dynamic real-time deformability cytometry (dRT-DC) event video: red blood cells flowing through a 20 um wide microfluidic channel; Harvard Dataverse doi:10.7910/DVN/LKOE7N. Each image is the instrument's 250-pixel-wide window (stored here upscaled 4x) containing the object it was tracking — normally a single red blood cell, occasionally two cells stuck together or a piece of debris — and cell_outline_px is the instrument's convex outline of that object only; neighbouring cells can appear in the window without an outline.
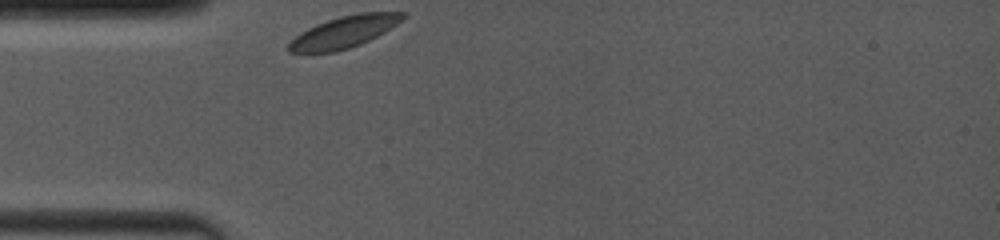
{"species": "common noctule bat (a hibernating species)", "species_latin": "Nyctalus noctula", "temperature_condition": "room temperature", "stored_images_in_passage": 38, "camera_frame_rate_fps": 4000, "um_per_image_px": 0.085, "animal": {"sex": "female", "body_mass_g": 19.0, "forearm_length_mm": 53.3}, "frame": {"image": 1, "passage_image": 1, "time_ms": 0.0, "image_size_px": [1000, 240], "cell_outline_px": [[408, 16], [384, 32], [360, 44], [336, 52], [288, 52], [288, 44], [300, 32], [316, 24], [340, 16], [360, 12], [408, 12]], "centroid_in_image_um": [29.28, 2.7], "position_along_channel_um": 55.7, "area_um2": 20.92}}
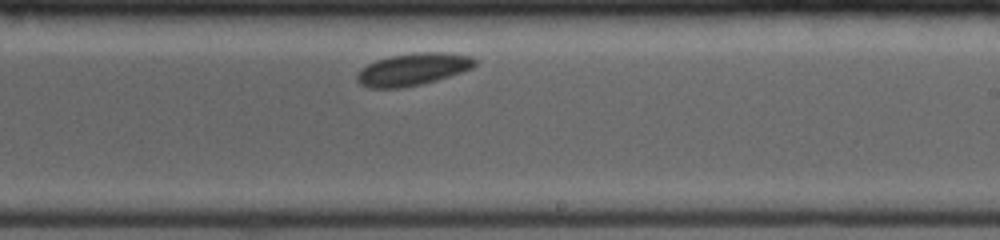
{"frame": {"image": 2, "passage_image": 22, "time_ms": 5.5, "image_size_px": [1000, 240], "cell_outline_px": [[476, 64], [472, 68], [436, 80], [420, 84], [400, 88], [372, 88], [360, 84], [356, 80], [356, 76], [368, 64], [376, 60], [392, 56], [412, 52], [444, 52], [472, 56], [476, 60]], "centroid_in_image_um": [35.11, 5.88], "position_along_channel_um": 253.9, "area_um2": 21.91}}
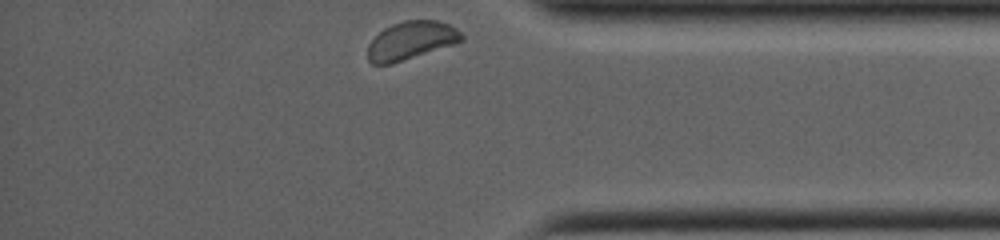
{"frame": {"image": 3, "passage_image": 38, "time_ms": 9.5, "image_size_px": [1000, 240], "cell_outline_px": [[464, 40], [456, 44], [392, 64], [372, 64], [368, 60], [368, 44], [384, 28], [392, 24], [404, 20], [436, 20], [448, 24], [456, 28], [464, 36]], "centroid_in_image_um": [34.96, 3.45], "position_along_channel_um": 400.2, "area_um2": 20.98}, "authors_computed_cell_mechanics": {"area_um2": 21.4438, "velocity_mm_per_s": 3.7226, "shape_relaxation_time_tau1_ms": 4.0141, "shape_relaxation_time_tau2_ms": null, "deformation_change_tau1": 0.0491, "deformation_change_tau2": null}}